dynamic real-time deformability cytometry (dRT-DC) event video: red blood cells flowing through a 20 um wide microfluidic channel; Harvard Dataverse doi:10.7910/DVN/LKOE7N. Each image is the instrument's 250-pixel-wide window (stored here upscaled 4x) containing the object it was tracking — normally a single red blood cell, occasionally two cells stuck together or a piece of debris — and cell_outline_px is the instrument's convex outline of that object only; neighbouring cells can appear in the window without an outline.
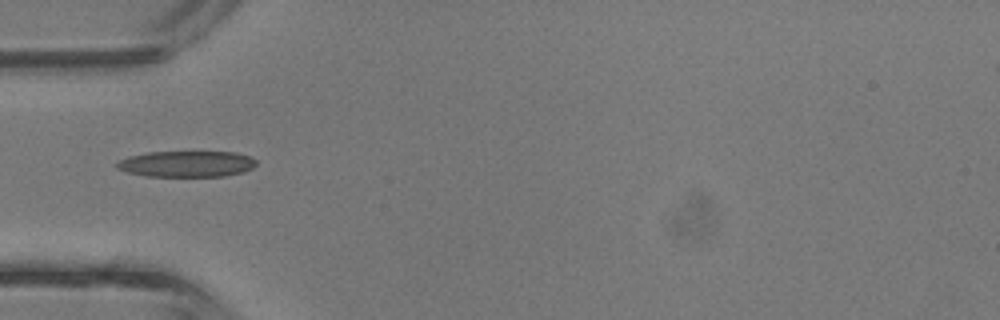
{"species": "common noctule bat (a hibernating species)", "species_latin": "Nyctalus noctula", "temperature_condition": "room temperature", "stored_images_in_passage": 5, "camera_frame_rate_fps": 3000, "um_per_image_px": 0.085, "animal": {"sex": "male", "body_mass_g": 13.3}, "frame": {"image": 1, "passage_image": 4, "time_ms": 1.0, "image_size_px": [1000, 320], "cell_outline_px": [[256, 164], [252, 168], [244, 172], [224, 176], [144, 176], [128, 172], [116, 168], [116, 164], [120, 160], [128, 156], [148, 152], [236, 152], [248, 156], [256, 160]], "centroid_in_image_um": [15.86, 13.93], "position_along_channel_um": 69.1, "area_um2": 21.15}}
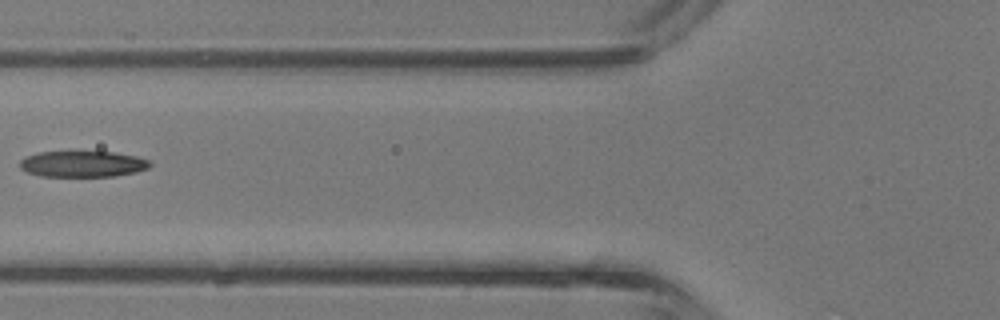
{"frame": {"image": 2, "passage_image": 5, "time_ms": 1.333, "image_size_px": [1000, 320], "cell_outline_px": [[152, 164], [148, 168], [136, 172], [116, 176], [40, 176], [28, 172], [20, 168], [20, 160], [24, 156], [40, 152], [116, 152], [136, 156], [148, 160]], "centroid_in_image_um": [7.03, 13.94], "position_along_channel_um": 118.8, "area_um2": 19.77}}